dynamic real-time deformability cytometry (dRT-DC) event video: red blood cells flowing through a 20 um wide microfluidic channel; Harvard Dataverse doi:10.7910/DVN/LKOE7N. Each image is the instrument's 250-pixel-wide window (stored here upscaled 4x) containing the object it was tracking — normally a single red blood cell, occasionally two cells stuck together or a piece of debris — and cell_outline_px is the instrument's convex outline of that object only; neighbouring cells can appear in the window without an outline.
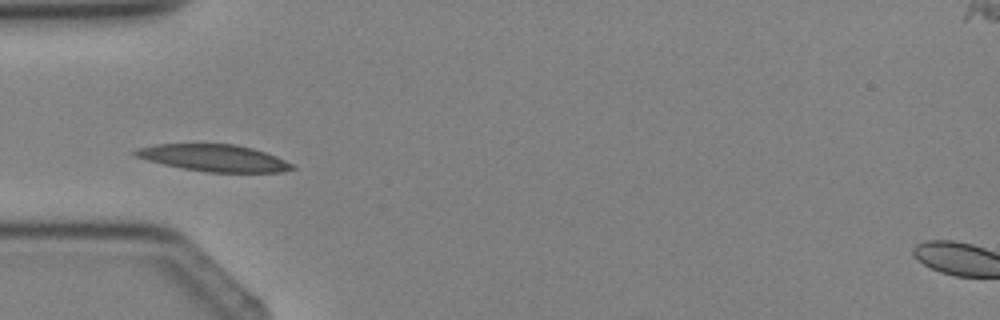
{"species": "Egyptian fruit bat (a non-hibernating species)", "species_latin": "Rousettus aegyptiacus", "temperature_condition": "cold", "stored_images_in_passage": 3, "camera_frame_rate_fps": 3000, "um_per_image_px": 0.085, "animal": {"sex": "female"}, "frame": {"image": 1, "passage_image": 2, "time_ms": 1.333, "image_size_px": [1000, 320], "cell_outline_px": [[296, 168], [280, 172], [208, 172], [184, 168], [164, 164], [148, 160], [136, 156], [132, 152], [136, 148], [156, 144], [236, 144], [252, 148], [276, 156], [292, 164]], "centroid_in_image_um": [18.18, 13.42], "position_along_channel_um": 66.8, "area_um2": 24.28}}
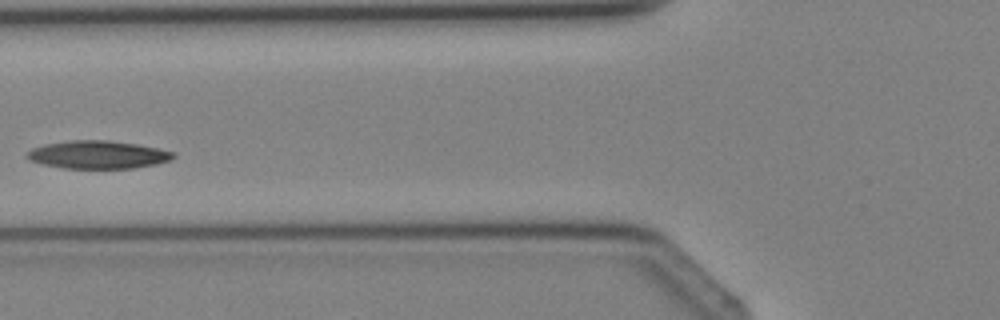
{"frame": {"image": 2, "passage_image": 3, "time_ms": 2.333, "image_size_px": [1000, 320], "cell_outline_px": [[176, 156], [172, 160], [156, 164], [132, 168], [64, 168], [44, 164], [28, 160], [24, 156], [32, 148], [44, 144], [72, 140], [108, 140], [136, 144], [176, 152]], "centroid_in_image_um": [8.33, 13.14], "position_along_channel_um": 117.5, "area_um2": 23.81}}